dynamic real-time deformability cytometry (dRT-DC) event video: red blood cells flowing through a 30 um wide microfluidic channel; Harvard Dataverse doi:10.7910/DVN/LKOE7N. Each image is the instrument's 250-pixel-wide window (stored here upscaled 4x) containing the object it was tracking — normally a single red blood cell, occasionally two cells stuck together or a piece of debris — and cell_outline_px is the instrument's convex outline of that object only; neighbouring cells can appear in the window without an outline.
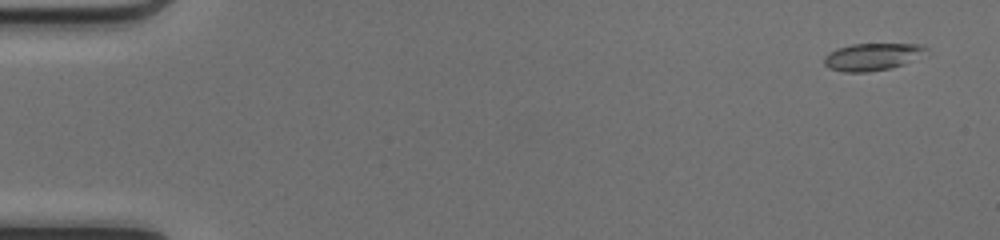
{"species": "common noctule bat (a hibernating species)", "species_latin": "Nyctalus noctula", "temperature_condition": "cold", "stored_images_in_passage": 50, "camera_frame_rate_fps": 3000, "um_per_image_px": 0.085, "animal": {"sex": "female", "body_mass_g": 17.0, "forearm_length_mm": 48.0}, "frame": {"image": 1, "passage_image": 3, "time_ms": 0.667, "image_size_px": [1000, 240], "cell_outline_px": [[928, 56], [892, 68], [868, 72], [844, 72], [828, 68], [824, 64], [824, 56], [828, 52], [836, 48], [852, 44], [924, 44], [928, 48]], "centroid_in_image_um": [74.22, 4.82], "position_along_channel_um": 10.8, "area_um2": 16.76}}
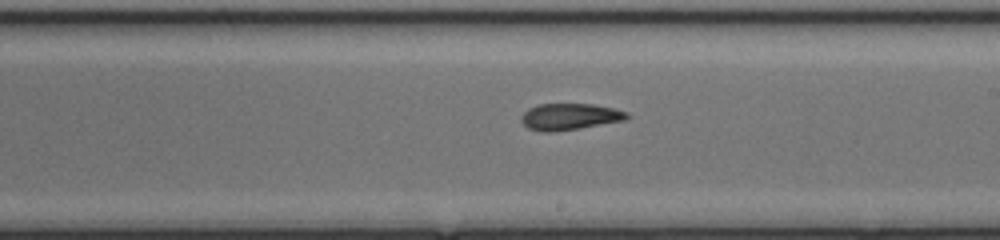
{"frame": {"image": 2, "passage_image": 30, "time_ms": 9.667, "image_size_px": [1000, 240], "cell_outline_px": [[628, 116], [624, 120], [580, 128], [552, 132], [544, 132], [528, 128], [520, 120], [520, 116], [528, 108], [540, 104], [592, 104], [616, 108], [628, 112]], "centroid_in_image_um": [48.4, 9.91], "position_along_channel_um": 240.6, "area_um2": 16.3}}
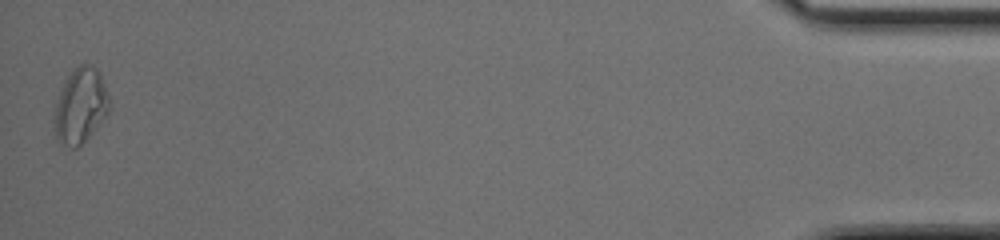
{"frame": {"image": 3, "passage_image": 50, "time_ms": 16.333, "image_size_px": [1000, 240], "cell_outline_px": [[108, 116], [76, 148], [72, 148], [64, 144], [56, 136], [56, 104], [60, 88], [64, 80], [80, 64], [88, 64], [96, 68], [100, 72], [108, 96]], "centroid_in_image_um": [6.86, 8.96], "position_along_channel_um": 428.3, "area_um2": 23.41}, "authors_computed_cell_mechanics": {"area_um2": 16.8487, "velocity_mm_per_s": 4.2037, "shape_relaxation_time_tau1_ms": null, "shape_relaxation_time_tau2_ms": 6.8498, "deformation_change_tau1": null, "deformation_change_tau2": 0.1273}}